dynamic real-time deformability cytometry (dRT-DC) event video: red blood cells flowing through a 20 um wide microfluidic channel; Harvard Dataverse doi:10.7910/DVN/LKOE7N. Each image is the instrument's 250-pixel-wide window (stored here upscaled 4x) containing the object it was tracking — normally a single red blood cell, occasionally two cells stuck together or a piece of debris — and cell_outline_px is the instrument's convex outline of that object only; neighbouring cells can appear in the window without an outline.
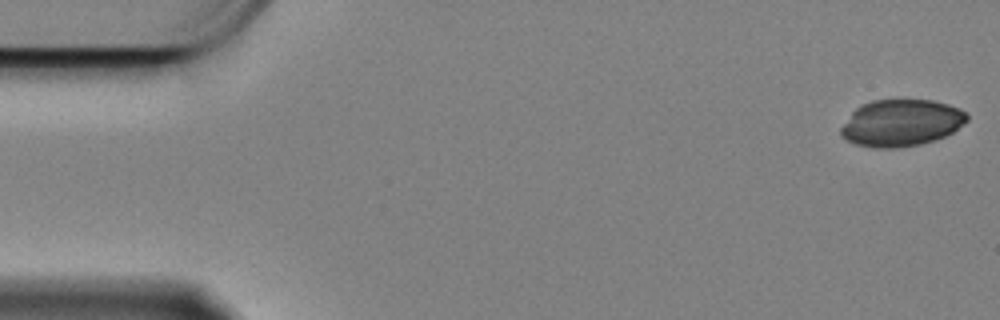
{"species": "Egyptian fruit bat (a non-hibernating species)", "species_latin": "Rousettus aegyptiacus", "temperature_condition": "cold", "stored_images_in_passage": 58, "camera_frame_rate_fps": 3000, "um_per_image_px": 0.085, "animal": {"sex": "female"}, "frame": {"image": 1, "passage_image": 1, "time_ms": 0.0, "image_size_px": [1000, 320], "cell_outline_px": [[968, 120], [964, 124], [952, 132], [944, 136], [920, 144], [896, 148], [872, 148], [856, 144], [840, 136], [840, 128], [852, 112], [860, 104], [872, 100], [932, 100], [948, 104], [960, 108], [968, 116]], "centroid_in_image_um": [76.58, 10.44], "position_along_channel_um": 8.4, "area_um2": 34.39}}
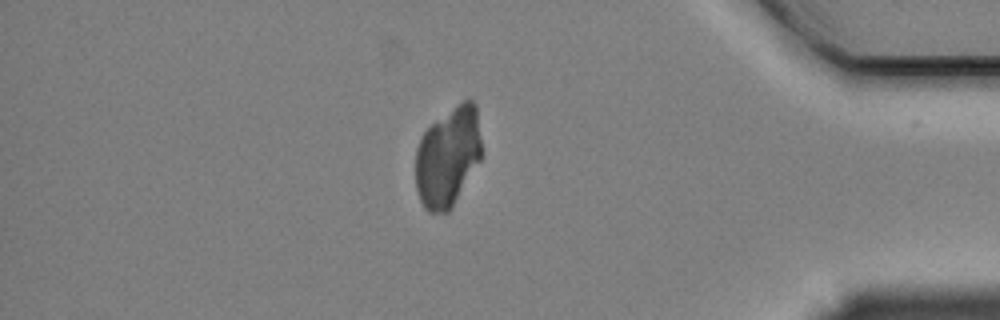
{"frame": {"image": 2, "passage_image": 50, "time_ms": 16.333, "image_size_px": [1000, 320], "cell_outline_px": [[480, 160], [448, 212], [428, 212], [424, 208], [420, 200], [416, 188], [416, 148], [424, 132], [432, 124], [456, 104], [464, 100], [472, 100], [476, 104], [480, 140]], "centroid_in_image_um": [38.05, 13.33], "position_along_channel_um": 397.1, "area_um2": 37.8}}
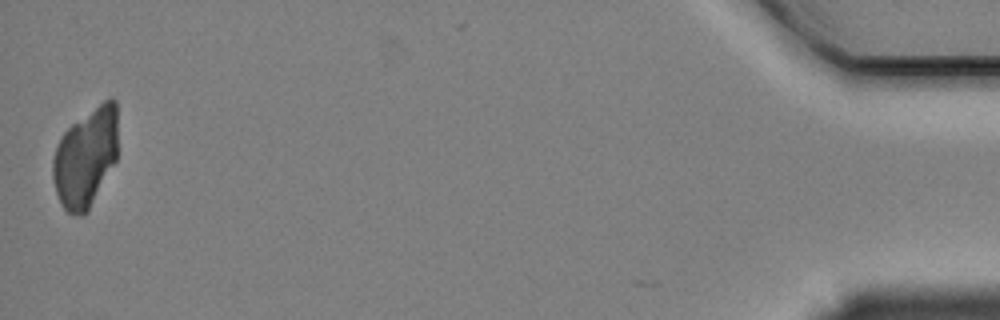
{"frame": {"image": 3, "passage_image": 58, "time_ms": 19.0, "image_size_px": [1000, 320], "cell_outline_px": [[116, 160], [88, 212], [84, 216], [80, 216], [68, 212], [60, 204], [56, 192], [52, 176], [52, 160], [56, 148], [64, 132], [72, 124], [104, 100], [112, 96], [116, 100]], "centroid_in_image_um": [7.27, 13.42], "position_along_channel_um": 427.9, "area_um2": 37.34}}